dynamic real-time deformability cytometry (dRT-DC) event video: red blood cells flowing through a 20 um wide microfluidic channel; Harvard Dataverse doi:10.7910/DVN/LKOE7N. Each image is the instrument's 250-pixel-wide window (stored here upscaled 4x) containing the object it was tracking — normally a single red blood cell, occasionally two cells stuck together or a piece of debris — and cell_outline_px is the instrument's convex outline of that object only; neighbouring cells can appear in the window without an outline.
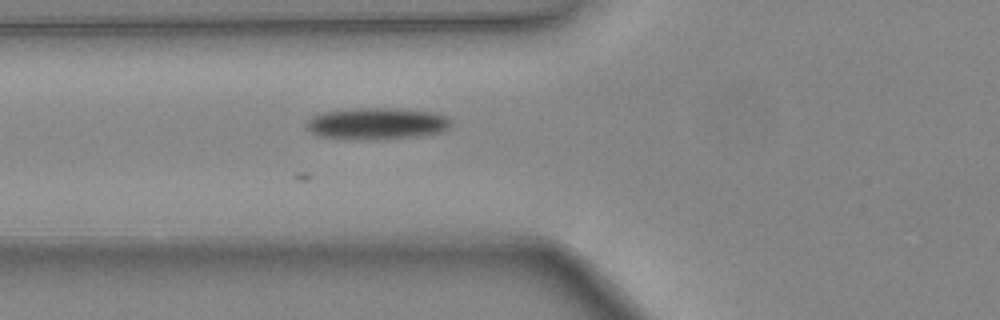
{"species": "common noctule bat (a hibernating species)", "species_latin": "Nyctalus noctula", "temperature_condition": "warm", "stored_images_in_passage": 15, "camera_frame_rate_fps": 3000, "um_per_image_px": 0.085, "animal": {"sex": "female", "body_mass_g": 24.6, "forearm_length_mm": 56.2}, "frame": {"image": 1, "passage_image": 6, "time_ms": 1.667, "image_size_px": [1000, 320], "cell_outline_px": [[452, 124], [448, 128], [440, 132], [412, 136], [320, 136], [312, 132], [308, 128], [308, 120], [312, 116], [324, 112], [356, 108], [396, 108], [432, 112], [448, 116]], "centroid_in_image_um": [32.11, 10.42], "position_along_channel_um": 93.7, "area_um2": 24.97}}
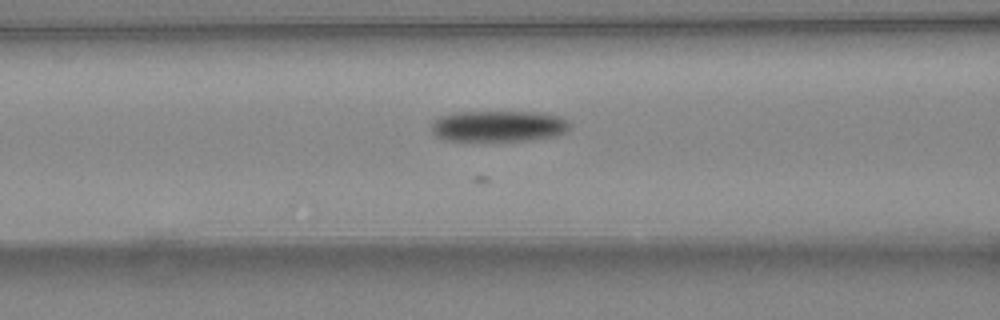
{"frame": {"image": 2, "passage_image": 8, "time_ms": 2.333, "image_size_px": [1000, 320], "cell_outline_px": [[572, 124], [564, 132], [552, 136], [528, 140], [444, 140], [436, 136], [432, 132], [432, 124], [440, 116], [452, 112], [540, 112], [560, 116], [568, 120]], "centroid_in_image_um": [42.38, 10.7], "position_along_channel_um": 124.2, "area_um2": 24.91}}
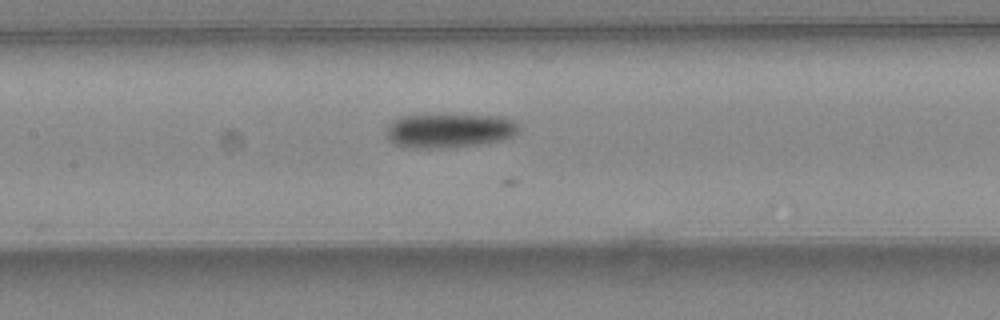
{"frame": {"image": 3, "passage_image": 11, "time_ms": 3.333, "image_size_px": [1000, 320], "cell_outline_px": [[520, 128], [512, 136], [500, 140], [476, 144], [444, 148], [412, 148], [392, 144], [388, 140], [388, 124], [392, 120], [400, 116], [500, 116], [512, 120]], "centroid_in_image_um": [38.14, 11.12], "position_along_channel_um": 169.3, "area_um2": 25.84}}